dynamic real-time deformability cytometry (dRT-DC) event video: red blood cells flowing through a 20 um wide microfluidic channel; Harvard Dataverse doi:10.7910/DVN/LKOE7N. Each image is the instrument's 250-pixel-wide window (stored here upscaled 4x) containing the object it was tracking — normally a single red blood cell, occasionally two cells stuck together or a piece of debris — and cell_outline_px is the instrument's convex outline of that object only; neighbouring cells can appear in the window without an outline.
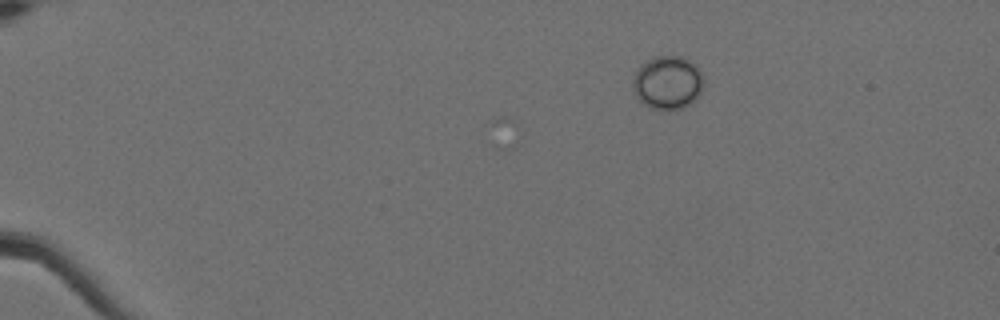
{"species": "Egyptian fruit bat (a non-hibernating species)", "species_latin": "Rousettus aegyptiacus", "temperature_condition": "cold", "stored_images_in_passage": 2, "camera_frame_rate_fps": 3000, "um_per_image_px": 0.085, "animal": {"sex": "female"}, "frame": {"image": 1, "passage_image": 2, "time_ms": 0.333, "image_size_px": [1000, 320], "cell_outline_px": [[704, 84], [700, 92], [684, 108], [652, 108], [644, 104], [640, 100], [632, 88], [632, 84], [636, 68], [640, 64], [656, 56], [680, 56], [688, 60], [700, 68], [704, 76]], "centroid_in_image_um": [56.75, 6.98], "position_along_channel_um": 28.3, "area_um2": 21.85}}